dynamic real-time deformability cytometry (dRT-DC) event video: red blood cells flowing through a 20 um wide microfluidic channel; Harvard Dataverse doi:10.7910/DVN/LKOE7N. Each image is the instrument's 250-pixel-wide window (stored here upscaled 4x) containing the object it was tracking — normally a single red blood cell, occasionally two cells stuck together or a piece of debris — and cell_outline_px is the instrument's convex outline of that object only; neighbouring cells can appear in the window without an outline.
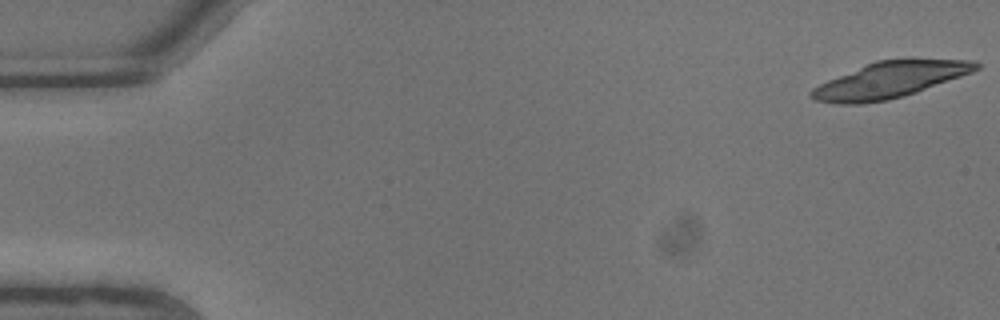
{"species": "common noctule bat (a hibernating species)", "species_latin": "Nyctalus noctula", "temperature_condition": "warm", "stored_images_in_passage": 12, "segment_of_instrument_passage": [1, 2], "camera_frame_rate_fps": 3000, "um_per_image_px": 0.085, "animal": {"sex": "male", "body_mass_g": 13.3}, "frame": {"image": 1, "passage_image": 1, "time_ms": 0.0, "image_size_px": [1000, 320], "cell_outline_px": [[980, 68], [972, 72], [916, 92], [904, 96], [888, 100], [860, 104], [836, 104], [812, 100], [808, 96], [808, 92], [812, 88], [828, 80], [876, 60], [908, 56], [912, 56], [976, 60], [980, 64]], "centroid_in_image_um": [75.69, 6.74], "position_along_channel_um": 9.3, "area_um2": 35.66}}
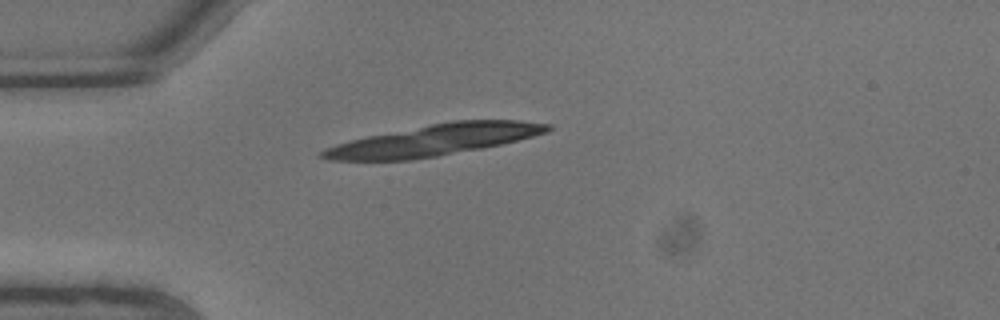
{"frame": {"image": 2, "passage_image": 6, "time_ms": 1.667, "image_size_px": [1000, 320], "cell_outline_px": [[552, 128], [548, 132], [500, 144], [480, 148], [436, 156], [412, 160], [328, 160], [320, 156], [320, 152], [336, 144], [368, 136], [452, 120], [520, 120], [552, 124]], "centroid_in_image_um": [36.94, 11.9], "position_along_channel_um": 48.1, "area_um2": 40.34}}